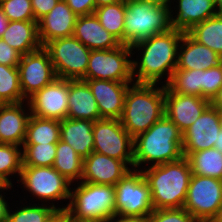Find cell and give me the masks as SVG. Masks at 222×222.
Wrapping results in <instances>:
<instances>
[{
    "mask_svg": "<svg viewBox=\"0 0 222 222\" xmlns=\"http://www.w3.org/2000/svg\"><path fill=\"white\" fill-rule=\"evenodd\" d=\"M182 35L183 32L170 28L164 33L155 34L131 45L134 52L132 55L140 53L136 59H132L134 83H162L166 86L177 66L178 47ZM162 79L164 82H161Z\"/></svg>",
    "mask_w": 222,
    "mask_h": 222,
    "instance_id": "6da1fadb",
    "label": "cell"
},
{
    "mask_svg": "<svg viewBox=\"0 0 222 222\" xmlns=\"http://www.w3.org/2000/svg\"><path fill=\"white\" fill-rule=\"evenodd\" d=\"M182 145L183 133L164 115L146 132L133 138V169L178 161L183 157Z\"/></svg>",
    "mask_w": 222,
    "mask_h": 222,
    "instance_id": "7a4b0ae2",
    "label": "cell"
},
{
    "mask_svg": "<svg viewBox=\"0 0 222 222\" xmlns=\"http://www.w3.org/2000/svg\"><path fill=\"white\" fill-rule=\"evenodd\" d=\"M154 209L183 208L192 175L188 159L145 167Z\"/></svg>",
    "mask_w": 222,
    "mask_h": 222,
    "instance_id": "3957f363",
    "label": "cell"
},
{
    "mask_svg": "<svg viewBox=\"0 0 222 222\" xmlns=\"http://www.w3.org/2000/svg\"><path fill=\"white\" fill-rule=\"evenodd\" d=\"M164 115V85L133 83L129 86L120 121L133 138L146 132Z\"/></svg>",
    "mask_w": 222,
    "mask_h": 222,
    "instance_id": "277c9868",
    "label": "cell"
},
{
    "mask_svg": "<svg viewBox=\"0 0 222 222\" xmlns=\"http://www.w3.org/2000/svg\"><path fill=\"white\" fill-rule=\"evenodd\" d=\"M71 186L74 187H71L70 201L64 206V211L69 214L72 221L105 222L115 216L113 185L78 181Z\"/></svg>",
    "mask_w": 222,
    "mask_h": 222,
    "instance_id": "5b68a950",
    "label": "cell"
},
{
    "mask_svg": "<svg viewBox=\"0 0 222 222\" xmlns=\"http://www.w3.org/2000/svg\"><path fill=\"white\" fill-rule=\"evenodd\" d=\"M171 28L170 10L145 0H126L124 44L134 43Z\"/></svg>",
    "mask_w": 222,
    "mask_h": 222,
    "instance_id": "8992f818",
    "label": "cell"
},
{
    "mask_svg": "<svg viewBox=\"0 0 222 222\" xmlns=\"http://www.w3.org/2000/svg\"><path fill=\"white\" fill-rule=\"evenodd\" d=\"M17 182L18 184L21 182L22 187H24L22 189L27 190L32 197L39 199L38 201L43 202V204L48 202L58 211H64V206H55L56 200L66 202L68 199L70 201L72 183L52 166H22L21 175Z\"/></svg>",
    "mask_w": 222,
    "mask_h": 222,
    "instance_id": "52a82bcc",
    "label": "cell"
},
{
    "mask_svg": "<svg viewBox=\"0 0 222 222\" xmlns=\"http://www.w3.org/2000/svg\"><path fill=\"white\" fill-rule=\"evenodd\" d=\"M114 187L115 216L147 218L153 212L151 190L141 170L132 169Z\"/></svg>",
    "mask_w": 222,
    "mask_h": 222,
    "instance_id": "ba28073f",
    "label": "cell"
},
{
    "mask_svg": "<svg viewBox=\"0 0 222 222\" xmlns=\"http://www.w3.org/2000/svg\"><path fill=\"white\" fill-rule=\"evenodd\" d=\"M43 48L49 54L57 78L79 80L86 75L91 50L74 36L54 39Z\"/></svg>",
    "mask_w": 222,
    "mask_h": 222,
    "instance_id": "9c48e42d",
    "label": "cell"
},
{
    "mask_svg": "<svg viewBox=\"0 0 222 222\" xmlns=\"http://www.w3.org/2000/svg\"><path fill=\"white\" fill-rule=\"evenodd\" d=\"M132 53L126 44L109 50H91L86 75L82 79L134 82Z\"/></svg>",
    "mask_w": 222,
    "mask_h": 222,
    "instance_id": "30bf717a",
    "label": "cell"
},
{
    "mask_svg": "<svg viewBox=\"0 0 222 222\" xmlns=\"http://www.w3.org/2000/svg\"><path fill=\"white\" fill-rule=\"evenodd\" d=\"M222 206V180L191 175L184 209L198 222H213Z\"/></svg>",
    "mask_w": 222,
    "mask_h": 222,
    "instance_id": "8fae6325",
    "label": "cell"
},
{
    "mask_svg": "<svg viewBox=\"0 0 222 222\" xmlns=\"http://www.w3.org/2000/svg\"><path fill=\"white\" fill-rule=\"evenodd\" d=\"M93 151L126 162L133 169V137L120 119L103 118L93 124Z\"/></svg>",
    "mask_w": 222,
    "mask_h": 222,
    "instance_id": "7c38bea8",
    "label": "cell"
},
{
    "mask_svg": "<svg viewBox=\"0 0 222 222\" xmlns=\"http://www.w3.org/2000/svg\"><path fill=\"white\" fill-rule=\"evenodd\" d=\"M17 68L21 92L26 100L57 78L49 54L43 47L22 55Z\"/></svg>",
    "mask_w": 222,
    "mask_h": 222,
    "instance_id": "4fadbf2b",
    "label": "cell"
},
{
    "mask_svg": "<svg viewBox=\"0 0 222 222\" xmlns=\"http://www.w3.org/2000/svg\"><path fill=\"white\" fill-rule=\"evenodd\" d=\"M69 79L56 78L27 101L31 115L63 120L68 115Z\"/></svg>",
    "mask_w": 222,
    "mask_h": 222,
    "instance_id": "5bb4252c",
    "label": "cell"
},
{
    "mask_svg": "<svg viewBox=\"0 0 222 222\" xmlns=\"http://www.w3.org/2000/svg\"><path fill=\"white\" fill-rule=\"evenodd\" d=\"M221 127L218 122V108L211 105L183 132V157L192 152L214 148Z\"/></svg>",
    "mask_w": 222,
    "mask_h": 222,
    "instance_id": "9a60e30c",
    "label": "cell"
},
{
    "mask_svg": "<svg viewBox=\"0 0 222 222\" xmlns=\"http://www.w3.org/2000/svg\"><path fill=\"white\" fill-rule=\"evenodd\" d=\"M210 106V101L194 95L173 92L165 86V115L183 133Z\"/></svg>",
    "mask_w": 222,
    "mask_h": 222,
    "instance_id": "2e32d148",
    "label": "cell"
},
{
    "mask_svg": "<svg viewBox=\"0 0 222 222\" xmlns=\"http://www.w3.org/2000/svg\"><path fill=\"white\" fill-rule=\"evenodd\" d=\"M84 80L93 93L102 118L120 119L123 114L127 89L134 82H116L112 80Z\"/></svg>",
    "mask_w": 222,
    "mask_h": 222,
    "instance_id": "e0dca14e",
    "label": "cell"
},
{
    "mask_svg": "<svg viewBox=\"0 0 222 222\" xmlns=\"http://www.w3.org/2000/svg\"><path fill=\"white\" fill-rule=\"evenodd\" d=\"M131 170L126 162L93 151L83 159L81 181L115 186Z\"/></svg>",
    "mask_w": 222,
    "mask_h": 222,
    "instance_id": "ac0fdd59",
    "label": "cell"
},
{
    "mask_svg": "<svg viewBox=\"0 0 222 222\" xmlns=\"http://www.w3.org/2000/svg\"><path fill=\"white\" fill-rule=\"evenodd\" d=\"M77 15L64 0L38 21V37L42 47L57 38L71 37L74 33Z\"/></svg>",
    "mask_w": 222,
    "mask_h": 222,
    "instance_id": "d6986e66",
    "label": "cell"
},
{
    "mask_svg": "<svg viewBox=\"0 0 222 222\" xmlns=\"http://www.w3.org/2000/svg\"><path fill=\"white\" fill-rule=\"evenodd\" d=\"M25 103L0 104V144H13L22 147L26 136L27 122L31 115L28 101Z\"/></svg>",
    "mask_w": 222,
    "mask_h": 222,
    "instance_id": "ffe728a7",
    "label": "cell"
},
{
    "mask_svg": "<svg viewBox=\"0 0 222 222\" xmlns=\"http://www.w3.org/2000/svg\"><path fill=\"white\" fill-rule=\"evenodd\" d=\"M175 2L177 4L172 6L174 9L170 10L171 28L183 33H187L194 25L219 14L215 0H175Z\"/></svg>",
    "mask_w": 222,
    "mask_h": 222,
    "instance_id": "44dd1931",
    "label": "cell"
},
{
    "mask_svg": "<svg viewBox=\"0 0 222 222\" xmlns=\"http://www.w3.org/2000/svg\"><path fill=\"white\" fill-rule=\"evenodd\" d=\"M222 62V57L209 47L194 40L188 33H183L177 56L176 69L206 70Z\"/></svg>",
    "mask_w": 222,
    "mask_h": 222,
    "instance_id": "7402d4cb",
    "label": "cell"
},
{
    "mask_svg": "<svg viewBox=\"0 0 222 222\" xmlns=\"http://www.w3.org/2000/svg\"><path fill=\"white\" fill-rule=\"evenodd\" d=\"M73 36L90 50H109L122 44L101 25L94 13L77 17Z\"/></svg>",
    "mask_w": 222,
    "mask_h": 222,
    "instance_id": "603a6c76",
    "label": "cell"
},
{
    "mask_svg": "<svg viewBox=\"0 0 222 222\" xmlns=\"http://www.w3.org/2000/svg\"><path fill=\"white\" fill-rule=\"evenodd\" d=\"M67 118L93 122L103 119L100 116L96 99L84 80H69Z\"/></svg>",
    "mask_w": 222,
    "mask_h": 222,
    "instance_id": "cb8c5ba5",
    "label": "cell"
},
{
    "mask_svg": "<svg viewBox=\"0 0 222 222\" xmlns=\"http://www.w3.org/2000/svg\"><path fill=\"white\" fill-rule=\"evenodd\" d=\"M93 121L65 118L60 121V140L70 145L82 158H87L94 147Z\"/></svg>",
    "mask_w": 222,
    "mask_h": 222,
    "instance_id": "d4e9b609",
    "label": "cell"
},
{
    "mask_svg": "<svg viewBox=\"0 0 222 222\" xmlns=\"http://www.w3.org/2000/svg\"><path fill=\"white\" fill-rule=\"evenodd\" d=\"M1 38L22 55L42 47L38 37L37 21H9Z\"/></svg>",
    "mask_w": 222,
    "mask_h": 222,
    "instance_id": "484cf974",
    "label": "cell"
},
{
    "mask_svg": "<svg viewBox=\"0 0 222 222\" xmlns=\"http://www.w3.org/2000/svg\"><path fill=\"white\" fill-rule=\"evenodd\" d=\"M60 140V120L30 115L23 144H51Z\"/></svg>",
    "mask_w": 222,
    "mask_h": 222,
    "instance_id": "4316f807",
    "label": "cell"
},
{
    "mask_svg": "<svg viewBox=\"0 0 222 222\" xmlns=\"http://www.w3.org/2000/svg\"><path fill=\"white\" fill-rule=\"evenodd\" d=\"M52 167L71 183L81 181L83 159L62 140L57 143L56 157Z\"/></svg>",
    "mask_w": 222,
    "mask_h": 222,
    "instance_id": "83f0119b",
    "label": "cell"
},
{
    "mask_svg": "<svg viewBox=\"0 0 222 222\" xmlns=\"http://www.w3.org/2000/svg\"><path fill=\"white\" fill-rule=\"evenodd\" d=\"M187 33L222 57V14L194 25Z\"/></svg>",
    "mask_w": 222,
    "mask_h": 222,
    "instance_id": "f1b7e54d",
    "label": "cell"
},
{
    "mask_svg": "<svg viewBox=\"0 0 222 222\" xmlns=\"http://www.w3.org/2000/svg\"><path fill=\"white\" fill-rule=\"evenodd\" d=\"M192 175L222 180V153L216 148L192 152L187 157Z\"/></svg>",
    "mask_w": 222,
    "mask_h": 222,
    "instance_id": "f546056e",
    "label": "cell"
},
{
    "mask_svg": "<svg viewBox=\"0 0 222 222\" xmlns=\"http://www.w3.org/2000/svg\"><path fill=\"white\" fill-rule=\"evenodd\" d=\"M126 1L103 5L94 10L101 25L124 44V18Z\"/></svg>",
    "mask_w": 222,
    "mask_h": 222,
    "instance_id": "4dcf8cb0",
    "label": "cell"
},
{
    "mask_svg": "<svg viewBox=\"0 0 222 222\" xmlns=\"http://www.w3.org/2000/svg\"><path fill=\"white\" fill-rule=\"evenodd\" d=\"M203 70L175 69L167 86L177 94L202 97Z\"/></svg>",
    "mask_w": 222,
    "mask_h": 222,
    "instance_id": "1f68e13d",
    "label": "cell"
},
{
    "mask_svg": "<svg viewBox=\"0 0 222 222\" xmlns=\"http://www.w3.org/2000/svg\"><path fill=\"white\" fill-rule=\"evenodd\" d=\"M23 165L22 147L13 144H0V179L13 185L10 178H20ZM15 175V176H14Z\"/></svg>",
    "mask_w": 222,
    "mask_h": 222,
    "instance_id": "d6a6232c",
    "label": "cell"
},
{
    "mask_svg": "<svg viewBox=\"0 0 222 222\" xmlns=\"http://www.w3.org/2000/svg\"><path fill=\"white\" fill-rule=\"evenodd\" d=\"M27 101L21 92L17 67L0 64V104H16Z\"/></svg>",
    "mask_w": 222,
    "mask_h": 222,
    "instance_id": "836d02e7",
    "label": "cell"
},
{
    "mask_svg": "<svg viewBox=\"0 0 222 222\" xmlns=\"http://www.w3.org/2000/svg\"><path fill=\"white\" fill-rule=\"evenodd\" d=\"M32 202L34 201H31L28 206L23 202V205L20 208L16 207L18 209L15 211L9 208L7 222H48L58 211L48 203L39 204L38 202L37 204H32Z\"/></svg>",
    "mask_w": 222,
    "mask_h": 222,
    "instance_id": "e575fe53",
    "label": "cell"
},
{
    "mask_svg": "<svg viewBox=\"0 0 222 222\" xmlns=\"http://www.w3.org/2000/svg\"><path fill=\"white\" fill-rule=\"evenodd\" d=\"M57 143L23 144L22 166H53L56 157Z\"/></svg>",
    "mask_w": 222,
    "mask_h": 222,
    "instance_id": "d590c367",
    "label": "cell"
},
{
    "mask_svg": "<svg viewBox=\"0 0 222 222\" xmlns=\"http://www.w3.org/2000/svg\"><path fill=\"white\" fill-rule=\"evenodd\" d=\"M0 8L9 21H36L31 0H3Z\"/></svg>",
    "mask_w": 222,
    "mask_h": 222,
    "instance_id": "8d00e7d4",
    "label": "cell"
},
{
    "mask_svg": "<svg viewBox=\"0 0 222 222\" xmlns=\"http://www.w3.org/2000/svg\"><path fill=\"white\" fill-rule=\"evenodd\" d=\"M222 87V62L203 70L202 97L211 101Z\"/></svg>",
    "mask_w": 222,
    "mask_h": 222,
    "instance_id": "74e56055",
    "label": "cell"
},
{
    "mask_svg": "<svg viewBox=\"0 0 222 222\" xmlns=\"http://www.w3.org/2000/svg\"><path fill=\"white\" fill-rule=\"evenodd\" d=\"M148 222H198L184 208L154 209Z\"/></svg>",
    "mask_w": 222,
    "mask_h": 222,
    "instance_id": "f35d334b",
    "label": "cell"
},
{
    "mask_svg": "<svg viewBox=\"0 0 222 222\" xmlns=\"http://www.w3.org/2000/svg\"><path fill=\"white\" fill-rule=\"evenodd\" d=\"M22 54L9 46L0 38V64L10 67H17L21 60Z\"/></svg>",
    "mask_w": 222,
    "mask_h": 222,
    "instance_id": "ab89813d",
    "label": "cell"
},
{
    "mask_svg": "<svg viewBox=\"0 0 222 222\" xmlns=\"http://www.w3.org/2000/svg\"><path fill=\"white\" fill-rule=\"evenodd\" d=\"M77 16L93 14L96 9L94 0H64Z\"/></svg>",
    "mask_w": 222,
    "mask_h": 222,
    "instance_id": "60d3db41",
    "label": "cell"
},
{
    "mask_svg": "<svg viewBox=\"0 0 222 222\" xmlns=\"http://www.w3.org/2000/svg\"><path fill=\"white\" fill-rule=\"evenodd\" d=\"M59 0H31L35 20L38 22L47 15Z\"/></svg>",
    "mask_w": 222,
    "mask_h": 222,
    "instance_id": "b9f144b4",
    "label": "cell"
},
{
    "mask_svg": "<svg viewBox=\"0 0 222 222\" xmlns=\"http://www.w3.org/2000/svg\"><path fill=\"white\" fill-rule=\"evenodd\" d=\"M12 187L13 186L9 184H6L5 186L0 187V222H7L8 211H9L10 205L8 203V200L5 199L6 195L4 191H7V190L10 191V189L11 190L13 189Z\"/></svg>",
    "mask_w": 222,
    "mask_h": 222,
    "instance_id": "7bdbcfd3",
    "label": "cell"
},
{
    "mask_svg": "<svg viewBox=\"0 0 222 222\" xmlns=\"http://www.w3.org/2000/svg\"><path fill=\"white\" fill-rule=\"evenodd\" d=\"M105 222H148L147 218L114 216Z\"/></svg>",
    "mask_w": 222,
    "mask_h": 222,
    "instance_id": "ee69618b",
    "label": "cell"
},
{
    "mask_svg": "<svg viewBox=\"0 0 222 222\" xmlns=\"http://www.w3.org/2000/svg\"><path fill=\"white\" fill-rule=\"evenodd\" d=\"M9 19L4 14L3 10L0 8V38L3 36L4 32L7 29Z\"/></svg>",
    "mask_w": 222,
    "mask_h": 222,
    "instance_id": "f6af8a7d",
    "label": "cell"
},
{
    "mask_svg": "<svg viewBox=\"0 0 222 222\" xmlns=\"http://www.w3.org/2000/svg\"><path fill=\"white\" fill-rule=\"evenodd\" d=\"M145 1L151 2L152 4L156 6L167 8L168 10L172 9L171 6L174 5V2H175V0H145Z\"/></svg>",
    "mask_w": 222,
    "mask_h": 222,
    "instance_id": "bcb514c9",
    "label": "cell"
},
{
    "mask_svg": "<svg viewBox=\"0 0 222 222\" xmlns=\"http://www.w3.org/2000/svg\"><path fill=\"white\" fill-rule=\"evenodd\" d=\"M48 222H67V212L57 211Z\"/></svg>",
    "mask_w": 222,
    "mask_h": 222,
    "instance_id": "7dc6e473",
    "label": "cell"
},
{
    "mask_svg": "<svg viewBox=\"0 0 222 222\" xmlns=\"http://www.w3.org/2000/svg\"><path fill=\"white\" fill-rule=\"evenodd\" d=\"M210 105L214 108H222V87L210 101Z\"/></svg>",
    "mask_w": 222,
    "mask_h": 222,
    "instance_id": "c3c4849f",
    "label": "cell"
},
{
    "mask_svg": "<svg viewBox=\"0 0 222 222\" xmlns=\"http://www.w3.org/2000/svg\"><path fill=\"white\" fill-rule=\"evenodd\" d=\"M123 1H126V0H94L96 8L103 5L115 4V3L123 2Z\"/></svg>",
    "mask_w": 222,
    "mask_h": 222,
    "instance_id": "681fc988",
    "label": "cell"
},
{
    "mask_svg": "<svg viewBox=\"0 0 222 222\" xmlns=\"http://www.w3.org/2000/svg\"><path fill=\"white\" fill-rule=\"evenodd\" d=\"M214 148H216L222 153V129L220 130L218 134V138L216 140V143L214 144Z\"/></svg>",
    "mask_w": 222,
    "mask_h": 222,
    "instance_id": "f907efd6",
    "label": "cell"
},
{
    "mask_svg": "<svg viewBox=\"0 0 222 222\" xmlns=\"http://www.w3.org/2000/svg\"><path fill=\"white\" fill-rule=\"evenodd\" d=\"M215 5L219 14H222V0H215Z\"/></svg>",
    "mask_w": 222,
    "mask_h": 222,
    "instance_id": "816d5d0a",
    "label": "cell"
},
{
    "mask_svg": "<svg viewBox=\"0 0 222 222\" xmlns=\"http://www.w3.org/2000/svg\"><path fill=\"white\" fill-rule=\"evenodd\" d=\"M218 122L222 129V108H218Z\"/></svg>",
    "mask_w": 222,
    "mask_h": 222,
    "instance_id": "f5cc1de1",
    "label": "cell"
},
{
    "mask_svg": "<svg viewBox=\"0 0 222 222\" xmlns=\"http://www.w3.org/2000/svg\"><path fill=\"white\" fill-rule=\"evenodd\" d=\"M213 222H222V206L220 207L218 216L213 220Z\"/></svg>",
    "mask_w": 222,
    "mask_h": 222,
    "instance_id": "db71d44e",
    "label": "cell"
},
{
    "mask_svg": "<svg viewBox=\"0 0 222 222\" xmlns=\"http://www.w3.org/2000/svg\"><path fill=\"white\" fill-rule=\"evenodd\" d=\"M67 222H75V221H72V220L70 219V216H69L68 213H67Z\"/></svg>",
    "mask_w": 222,
    "mask_h": 222,
    "instance_id": "11a10c76",
    "label": "cell"
},
{
    "mask_svg": "<svg viewBox=\"0 0 222 222\" xmlns=\"http://www.w3.org/2000/svg\"><path fill=\"white\" fill-rule=\"evenodd\" d=\"M6 184L0 179V187L5 186Z\"/></svg>",
    "mask_w": 222,
    "mask_h": 222,
    "instance_id": "9f6ffc18",
    "label": "cell"
}]
</instances>
